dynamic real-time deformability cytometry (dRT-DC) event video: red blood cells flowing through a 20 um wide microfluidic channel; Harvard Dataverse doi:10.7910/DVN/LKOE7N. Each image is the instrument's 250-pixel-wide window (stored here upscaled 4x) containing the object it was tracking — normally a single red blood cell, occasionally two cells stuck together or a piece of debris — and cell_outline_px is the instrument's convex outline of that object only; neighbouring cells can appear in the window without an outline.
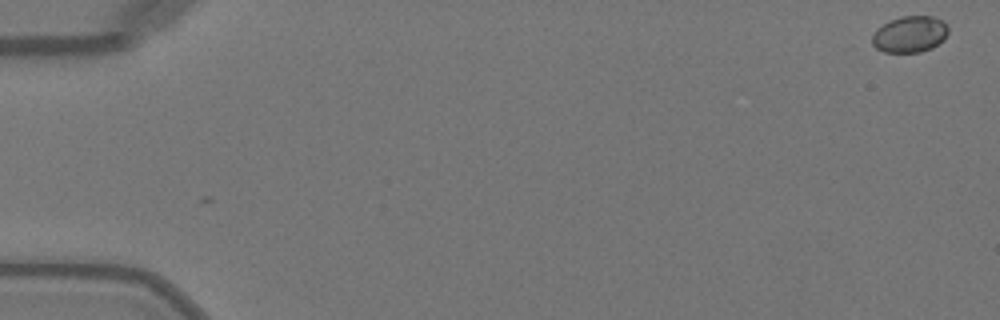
{"species": "Egyptian fruit bat (a non-hibernating species)", "species_latin": "Rousettus aegyptiacus", "temperature_condition": "warm", "stored_images_in_passage": 2, "camera_frame_rate_fps": 3000, "um_per_image_px": 0.085, "animal": {"sex": "female"}, "frame": {"image": 1, "passage_image": 2, "time_ms": 0.333, "image_size_px": [1000, 320], "cell_outline_px": [[948, 32], [944, 40], [932, 48], [920, 52], [884, 52], [876, 48], [872, 44], [872, 36], [876, 28], [892, 20], [904, 16], [932, 16], [944, 20], [948, 28]], "centroid_in_image_um": [77.35, 2.91], "position_along_channel_um": 7.6, "area_um2": 16.18}}